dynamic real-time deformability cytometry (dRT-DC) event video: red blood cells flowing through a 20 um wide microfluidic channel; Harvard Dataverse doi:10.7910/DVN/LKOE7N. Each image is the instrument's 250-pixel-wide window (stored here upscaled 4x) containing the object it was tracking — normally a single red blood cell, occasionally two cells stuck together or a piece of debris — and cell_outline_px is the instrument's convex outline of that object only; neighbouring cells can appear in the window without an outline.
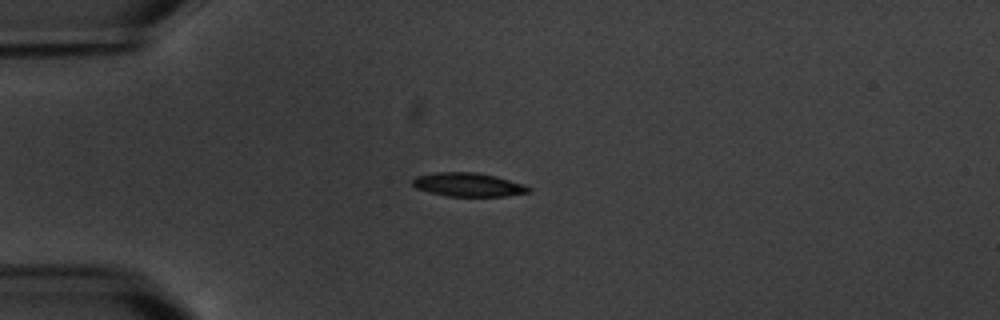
{"species": "common noctule bat (a hibernating species)", "species_latin": "Nyctalus noctula", "temperature_condition": "warm", "stored_images_in_passage": 13, "camera_frame_rate_fps": 3000, "um_per_image_px": 0.085, "animal": {"sex": "male", "body_mass_g": 20.1, "forearm_length_mm": 53.5}, "frame": {"image": 1, "passage_image": 1, "time_ms": 0.0, "image_size_px": [1000, 320], "cell_outline_px": [[532, 188], [528, 192], [508, 196], [448, 196], [428, 192], [416, 188], [412, 184], [412, 180], [416, 176], [436, 172], [476, 172], [496, 176], [524, 184]], "centroid_in_image_um": [39.79, 15.69], "position_along_channel_um": 45.2, "area_um2": 16.07}}
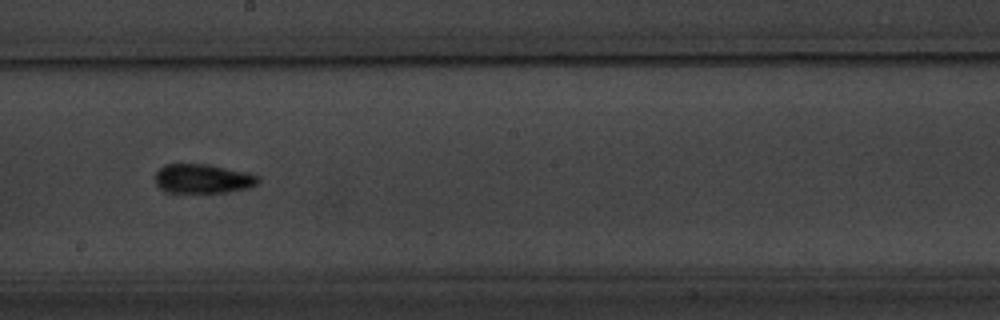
{"frame": {"image": 2, "passage_image": 6, "time_ms": 6.0, "image_size_px": [1000, 320], "cell_outline_px": [[260, 180], [256, 184], [248, 188], [228, 192], [172, 192], [156, 184], [156, 172], [160, 168], [168, 164], [208, 164], [248, 172], [260, 176]], "centroid_in_image_um": [17.31, 15.17], "position_along_channel_um": 230.9, "area_um2": 17.34}}
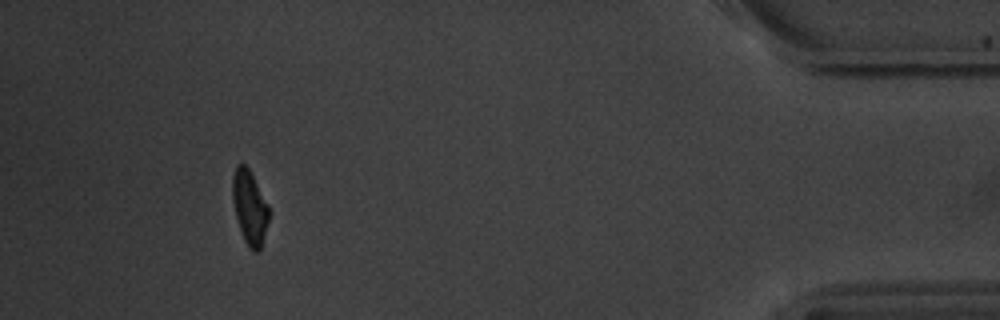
{"frame": {"image": 3, "passage_image": 12, "time_ms": 13.0, "image_size_px": [1000, 320], "cell_outline_px": [[268, 220], [260, 252], [252, 252], [248, 248], [244, 240], [236, 216], [232, 200], [232, 176], [236, 164], [244, 164], [248, 168], [268, 204]], "centroid_in_image_um": [21.2, 17.64], "position_along_channel_um": 414.0, "area_um2": 15.61}, "authors_computed_cell_mechanics": {"area_um2": 16.5886, "velocity_mm_per_s": 3.4434, "shape_relaxation_time_tau1_ms": 2.5334, "shape_relaxation_time_tau2_ms": 6.5848, "deformation_change_tau1": 0.1026, "deformation_change_tau2": 0.0868}}